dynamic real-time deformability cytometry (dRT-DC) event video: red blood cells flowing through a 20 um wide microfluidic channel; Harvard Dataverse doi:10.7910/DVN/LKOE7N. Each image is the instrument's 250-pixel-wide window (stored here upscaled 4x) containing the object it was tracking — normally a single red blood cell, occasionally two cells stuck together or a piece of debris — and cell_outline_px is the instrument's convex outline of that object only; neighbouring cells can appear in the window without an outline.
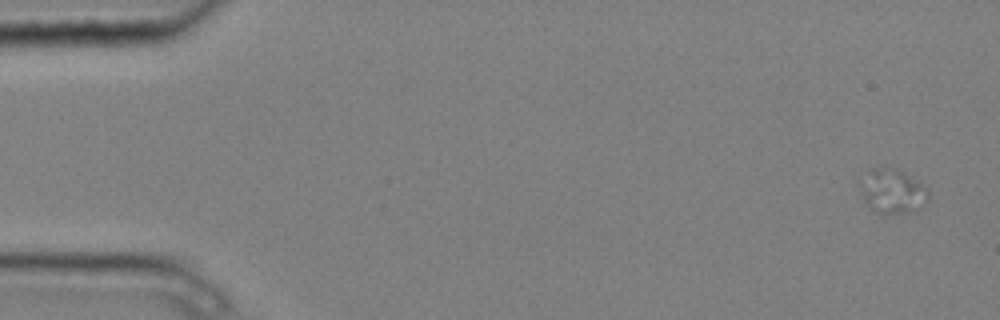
{"species": "common noctule bat (a hibernating species)", "species_latin": "Nyctalus noctula", "temperature_condition": "cold", "stored_images_in_passage": 5, "camera_frame_rate_fps": 3000, "um_per_image_px": 0.085, "animal": {"sex": "male", "body_mass_g": 20.4}, "frame": {"image": 1, "passage_image": 1, "time_ms": 0.0, "image_size_px": [1000, 320], "cell_outline_px": [[928, 200], [900, 212], [876, 212], [864, 200], [856, 184], [868, 172], [876, 168], [884, 168], [900, 172], [916, 180], [928, 188]], "centroid_in_image_um": [75.76, 16.21], "position_along_channel_um": 9.2, "area_um2": 16.47}}
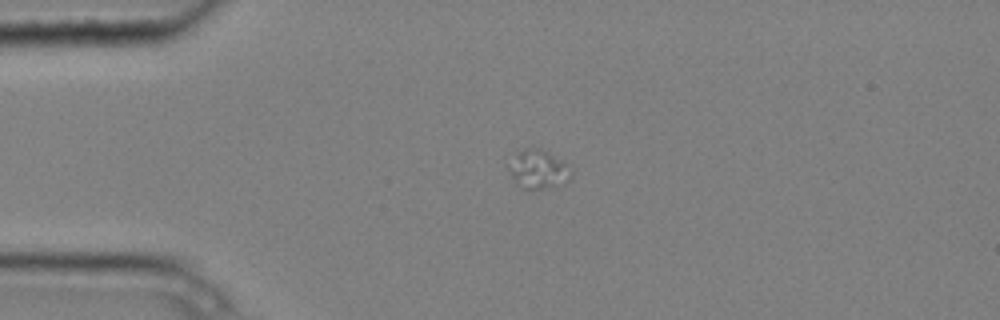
{"frame": {"image": 2, "passage_image": 4, "time_ms": 1.0, "image_size_px": [1000, 320], "cell_outline_px": [[572, 176], [564, 184], [556, 188], [520, 188], [512, 180], [504, 164], [516, 152], [524, 148], [540, 148], [548, 152], [560, 160], [572, 172]], "centroid_in_image_um": [45.65, 14.4], "position_along_channel_um": 39.3, "area_um2": 14.57}}